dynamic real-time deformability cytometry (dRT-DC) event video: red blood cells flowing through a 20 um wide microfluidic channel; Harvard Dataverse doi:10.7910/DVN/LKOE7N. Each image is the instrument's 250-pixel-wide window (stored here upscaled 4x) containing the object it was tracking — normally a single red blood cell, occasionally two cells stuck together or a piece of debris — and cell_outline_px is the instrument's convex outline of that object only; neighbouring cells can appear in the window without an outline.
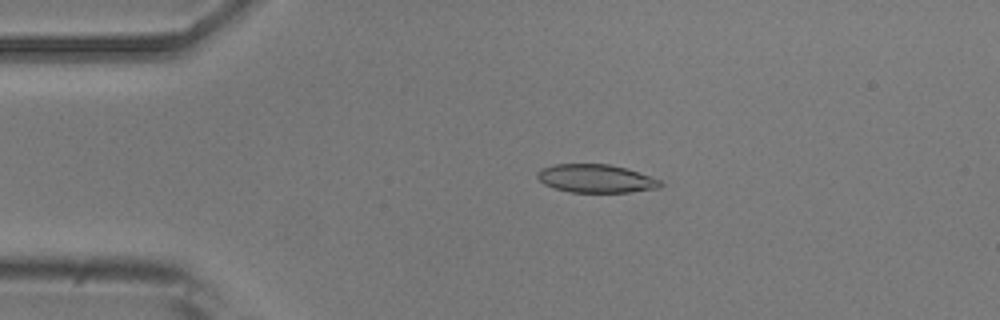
{"species": "common noctule bat (a hibernating species)", "species_latin": "Nyctalus noctula", "temperature_condition": "room temperature", "stored_images_in_passage": 4, "camera_frame_rate_fps": 3000, "um_per_image_px": 0.085, "animal": {"sex": "male", "body_mass_g": 20.5, "forearm_length_mm": 52.5}, "frame": {"image": 1, "passage_image": 3, "time_ms": 3.333, "image_size_px": [1000, 320], "cell_outline_px": [[664, 184], [660, 188], [628, 192], [572, 192], [556, 188], [544, 184], [536, 176], [536, 172], [540, 168], [552, 164], [608, 164], [628, 168], [660, 180]], "centroid_in_image_um": [50.65, 15.16], "position_along_channel_um": 34.3, "area_um2": 20.35}}